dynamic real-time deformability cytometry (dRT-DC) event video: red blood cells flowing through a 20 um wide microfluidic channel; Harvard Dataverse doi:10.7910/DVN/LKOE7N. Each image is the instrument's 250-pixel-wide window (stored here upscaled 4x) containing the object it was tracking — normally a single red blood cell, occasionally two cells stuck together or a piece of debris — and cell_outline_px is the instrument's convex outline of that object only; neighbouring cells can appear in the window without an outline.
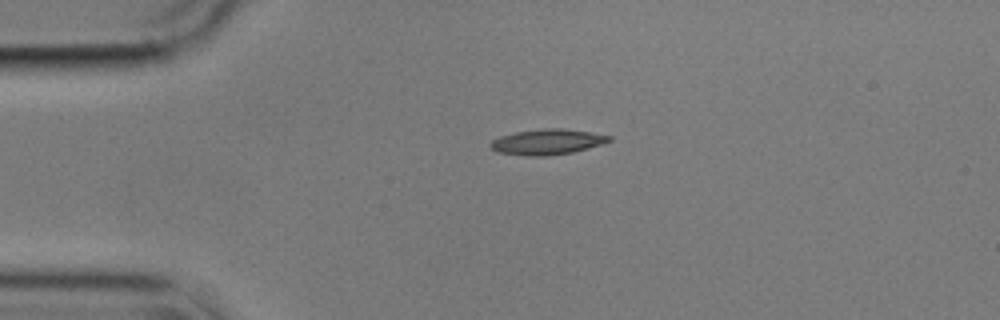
{"species": "common noctule bat (a hibernating species)", "species_latin": "Nyctalus noctula", "temperature_condition": "cold", "stored_images_in_passage": 44, "camera_frame_rate_fps": 3000, "um_per_image_px": 0.085, "animal": {"sex": "male", "body_mass_g": 17.9}, "frame": {"image": 1, "passage_image": 1, "time_ms": 0.0, "image_size_px": [1000, 320], "cell_outline_px": [[612, 140], [600, 144], [572, 152], [544, 156], [524, 156], [496, 152], [488, 148], [488, 144], [492, 140], [500, 136], [516, 132], [544, 128], [560, 128], [588, 132], [612, 136]], "centroid_in_image_um": [46.43, 12.07], "position_along_channel_um": 38.6, "area_um2": 17.57}}
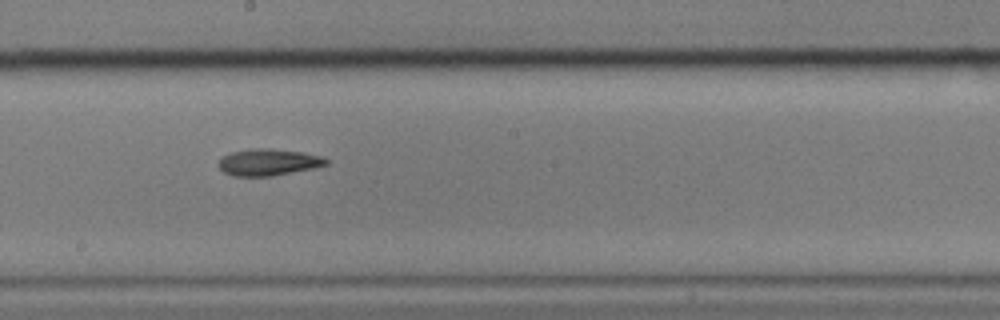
{"frame": {"image": 2, "passage_image": 19, "time_ms": 6.0, "image_size_px": [1000, 320], "cell_outline_px": [[328, 164], [312, 168], [272, 176], [232, 176], [224, 172], [220, 168], [220, 160], [224, 156], [232, 152], [256, 148], [268, 148], [304, 152], [324, 156], [328, 160]], "centroid_in_image_um": [22.86, 13.78], "position_along_channel_um": 225.3, "area_um2": 16.59}}
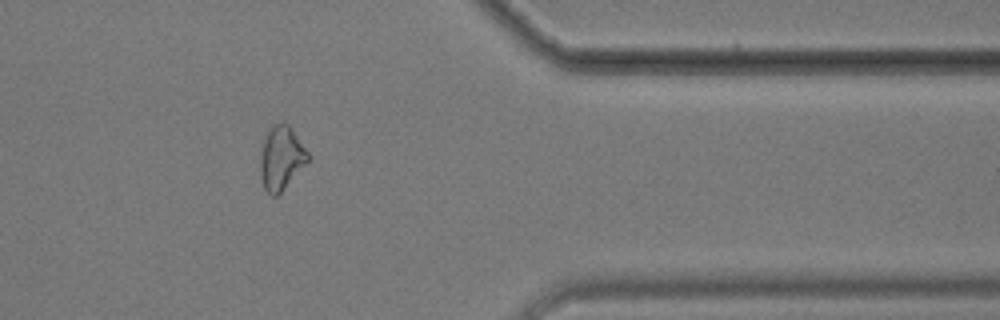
{"frame": {"image": 3, "passage_image": 34, "time_ms": 11.0, "image_size_px": [1000, 320], "cell_outline_px": [[312, 160], [276, 196], [272, 196], [264, 188], [260, 176], [260, 148], [264, 136], [268, 128], [272, 124], [280, 120], [284, 120], [288, 124], [312, 156]], "centroid_in_image_um": [23.92, 13.37], "position_along_channel_um": 387.5, "area_um2": 18.44}, "authors_computed_cell_mechanics": {"area_um2": 17.1088, "velocity_mm_per_s": 3.5889, "shape_relaxation_time_tau1_ms": 9.8838, "shape_relaxation_time_tau2_ms": null, "deformation_change_tau1": 0.1799, "deformation_change_tau2": null}}